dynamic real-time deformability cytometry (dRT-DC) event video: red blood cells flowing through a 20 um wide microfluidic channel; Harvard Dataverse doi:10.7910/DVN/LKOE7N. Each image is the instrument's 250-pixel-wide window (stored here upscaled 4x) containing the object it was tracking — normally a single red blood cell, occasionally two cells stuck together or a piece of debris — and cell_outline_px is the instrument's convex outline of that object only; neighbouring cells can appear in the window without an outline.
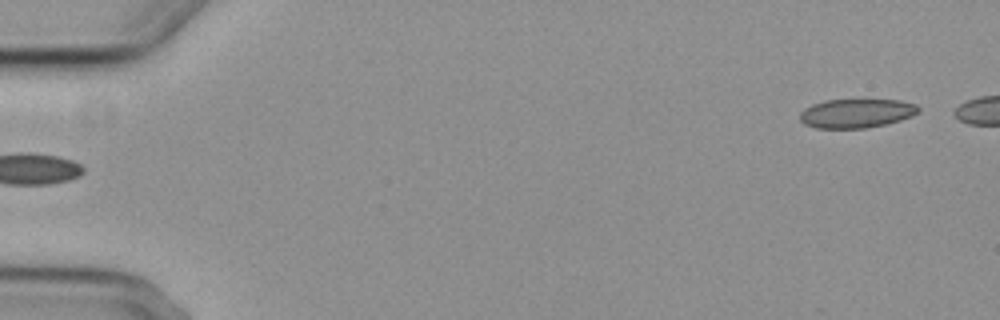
{"species": "common noctule bat (a hibernating species)", "species_latin": "Nyctalus noctula", "temperature_condition": "cold", "stored_images_in_passage": 5, "segment_of_instrument_passage": [2, 2], "camera_frame_rate_fps": 3000, "um_per_image_px": 0.085, "animal": {"sex": "female", "body_mass_g": 29.2, "forearm_length_mm": 56.3}, "frame": {"image": 1, "passage_image": 5, "time_ms": 5.0, "image_size_px": [1000, 320], "cell_outline_px": [[920, 108], [912, 116], [900, 120], [884, 124], [864, 128], [816, 128], [804, 124], [800, 120], [800, 112], [804, 108], [812, 104], [824, 100], [900, 100], [916, 104]], "centroid_in_image_um": [72.76, 9.63], "position_along_channel_um": 12.2, "area_um2": 19.94}}